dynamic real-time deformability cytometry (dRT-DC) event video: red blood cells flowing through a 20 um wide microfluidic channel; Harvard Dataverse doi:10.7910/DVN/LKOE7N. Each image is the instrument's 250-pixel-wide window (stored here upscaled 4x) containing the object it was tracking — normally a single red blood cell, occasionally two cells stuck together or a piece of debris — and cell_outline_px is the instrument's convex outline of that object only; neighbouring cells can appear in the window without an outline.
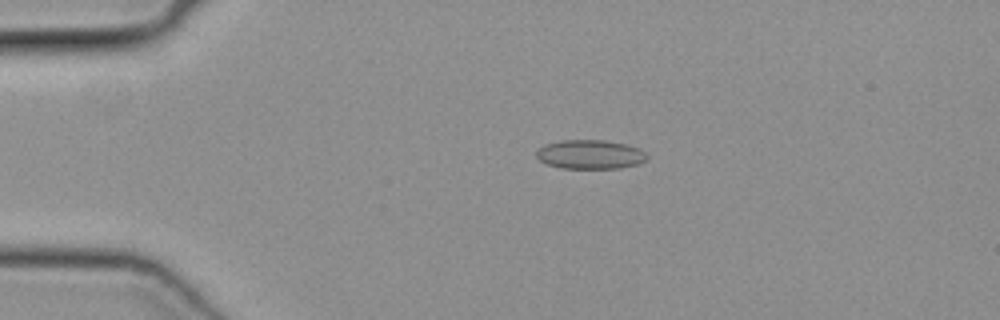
{"species": "common noctule bat (a hibernating species)", "species_latin": "Nyctalus noctula", "temperature_condition": "cold", "stored_images_in_passage": 48, "camera_frame_rate_fps": 3000, "um_per_image_px": 0.085, "animal": {"sex": "female", "body_mass_g": 19.3, "forearm_length_mm": 54.1}, "frame": {"image": 1, "passage_image": 10, "time_ms": 3.0, "image_size_px": [1000, 320], "cell_outline_px": [[648, 156], [644, 160], [636, 164], [620, 168], [560, 168], [548, 164], [540, 160], [536, 156], [536, 152], [544, 144], [560, 140], [604, 140], [624, 144], [640, 148]], "centroid_in_image_um": [50.14, 13.12], "position_along_channel_um": 34.9, "area_um2": 18.61}}
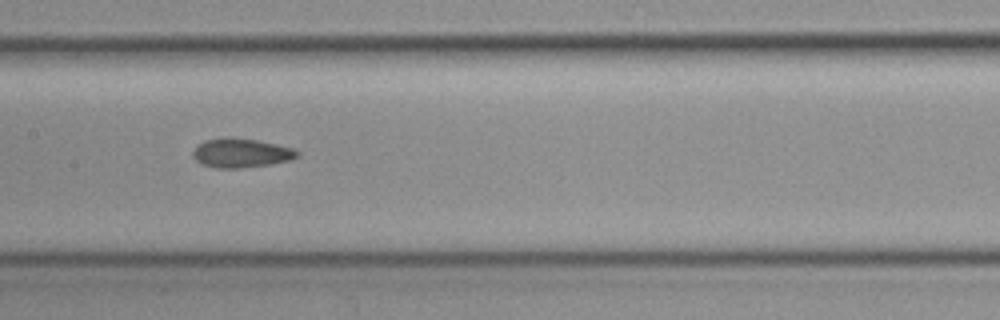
{"frame": {"image": 2, "passage_image": 24, "time_ms": 7.667, "image_size_px": [1000, 320], "cell_outline_px": [[300, 156], [288, 160], [268, 164], [240, 168], [216, 168], [200, 164], [192, 156], [192, 152], [204, 140], [224, 136], [232, 136], [256, 140], [276, 144], [292, 148], [300, 152]], "centroid_in_image_um": [20.46, 12.99], "position_along_channel_um": 186.9, "area_um2": 17.8}}
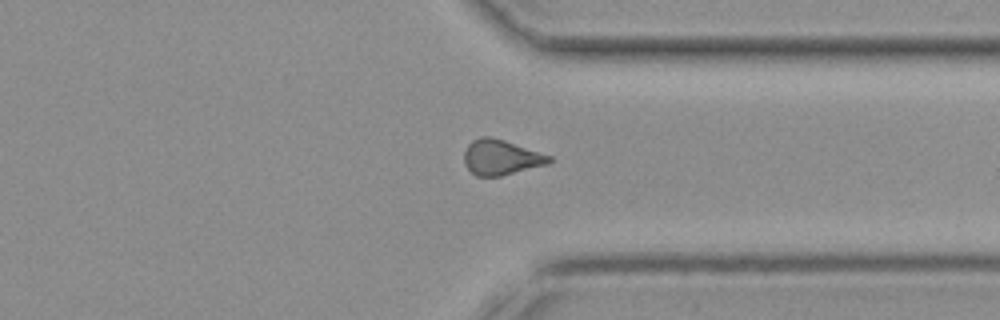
{"frame": {"image": 3, "passage_image": 37, "time_ms": 12.0, "image_size_px": [1000, 320], "cell_outline_px": [[552, 160], [548, 164], [500, 176], [476, 176], [464, 164], [464, 152], [468, 144], [472, 140], [480, 136], [492, 136], [552, 156]], "centroid_in_image_um": [42.57, 13.36], "position_along_channel_um": 368.8, "area_um2": 17.46}}